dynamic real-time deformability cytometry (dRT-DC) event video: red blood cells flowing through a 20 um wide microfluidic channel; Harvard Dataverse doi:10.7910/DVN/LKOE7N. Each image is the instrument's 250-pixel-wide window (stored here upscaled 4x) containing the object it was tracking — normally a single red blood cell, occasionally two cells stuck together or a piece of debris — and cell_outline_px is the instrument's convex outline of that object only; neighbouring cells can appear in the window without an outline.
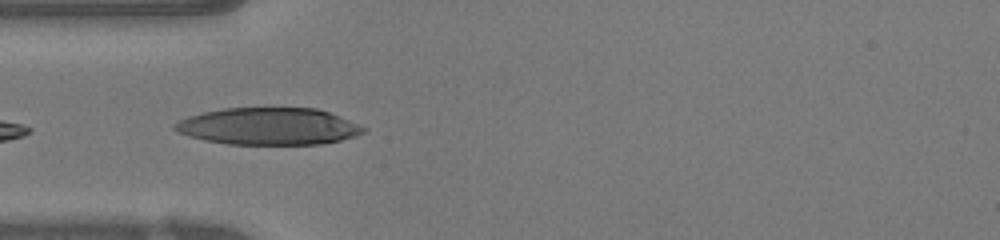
{"species": "human", "species_latin": "Homo sapiens", "temperature_condition": "warm", "stored_images_in_passage": 13, "camera_frame_rate_fps": 3000, "um_per_image_px": 0.085, "donor": {"sex": "female"}, "frame": {"image": 1, "passage_image": 1, "time_ms": 0.0, "image_size_px": [1000, 240], "cell_outline_px": [[368, 128], [364, 132], [356, 136], [340, 140], [320, 144], [228, 144], [204, 140], [188, 136], [176, 132], [172, 128], [172, 124], [188, 116], [204, 112], [224, 108], [316, 108], [340, 116]], "centroid_in_image_um": [22.81, 10.74], "position_along_channel_um": 62.2, "area_um2": 40.81}}
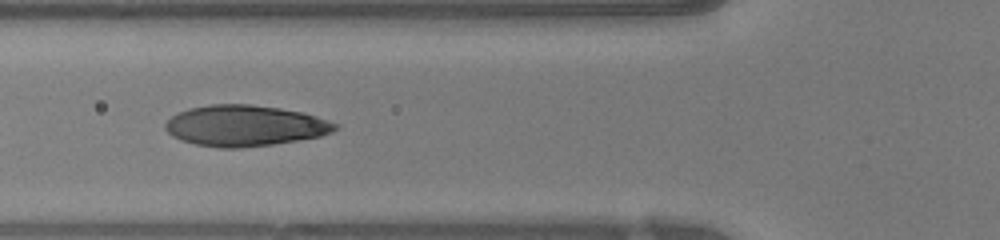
{"frame": {"image": 2, "passage_image": 4, "time_ms": 1.0, "image_size_px": [1000, 240], "cell_outline_px": [[340, 128], [332, 132], [320, 136], [272, 144], [240, 148], [220, 148], [196, 144], [180, 140], [172, 136], [164, 128], [164, 124], [172, 116], [188, 108], [208, 104], [252, 104], [280, 108], [304, 112], [340, 124]], "centroid_in_image_um": [20.83, 10.67], "position_along_channel_um": 105.0, "area_um2": 40.69}}
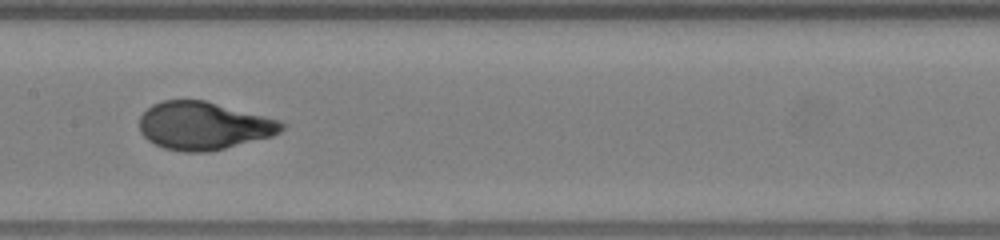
{"frame": {"image": 3, "passage_image": 10, "time_ms": 3.0, "image_size_px": [1000, 240], "cell_outline_px": [[288, 124], [280, 132], [272, 136], [208, 152], [184, 152], [164, 148], [148, 140], [140, 132], [140, 116], [152, 104], [164, 100], [204, 100], [280, 120]], "centroid_in_image_um": [17.31, 10.69], "position_along_channel_um": 190.1, "area_um2": 39.54}}